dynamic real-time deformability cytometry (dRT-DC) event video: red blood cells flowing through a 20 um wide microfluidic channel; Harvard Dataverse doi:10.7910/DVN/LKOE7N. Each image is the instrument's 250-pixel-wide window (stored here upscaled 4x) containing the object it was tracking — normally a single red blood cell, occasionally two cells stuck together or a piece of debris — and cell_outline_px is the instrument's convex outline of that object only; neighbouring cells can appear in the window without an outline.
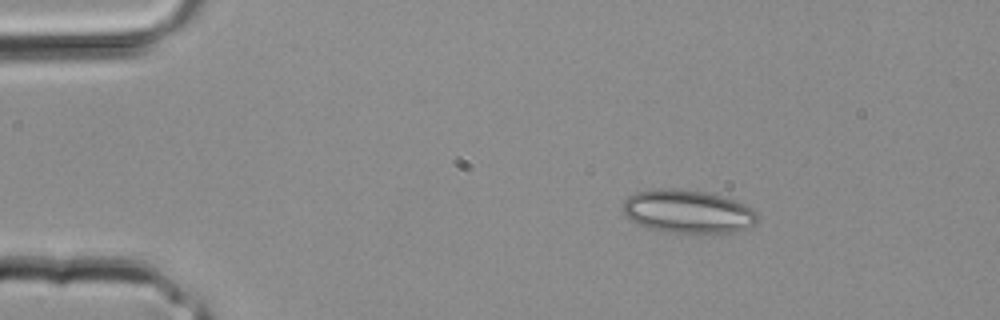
{"species": "common noctule bat (a hibernating species)", "species_latin": "Nyctalus noctula", "temperature_condition": "room temperature", "stored_images_in_passage": 3, "camera_frame_rate_fps": 3000, "um_per_image_px": 0.085, "animal": {"sex": "male", "body_mass_g": 20.4}, "frame": {"image": 1, "passage_image": 1, "time_ms": 0.0, "image_size_px": [1000, 320], "cell_outline_px": [[760, 212], [756, 224], [732, 232], [684, 236], [648, 228], [632, 220], [624, 212], [624, 200], [628, 196], [636, 192], [660, 188], [676, 188], [704, 192], [724, 196], [736, 200]], "centroid_in_image_um": [58.52, 18.01], "position_along_channel_um": 26.5, "area_um2": 34.74}}